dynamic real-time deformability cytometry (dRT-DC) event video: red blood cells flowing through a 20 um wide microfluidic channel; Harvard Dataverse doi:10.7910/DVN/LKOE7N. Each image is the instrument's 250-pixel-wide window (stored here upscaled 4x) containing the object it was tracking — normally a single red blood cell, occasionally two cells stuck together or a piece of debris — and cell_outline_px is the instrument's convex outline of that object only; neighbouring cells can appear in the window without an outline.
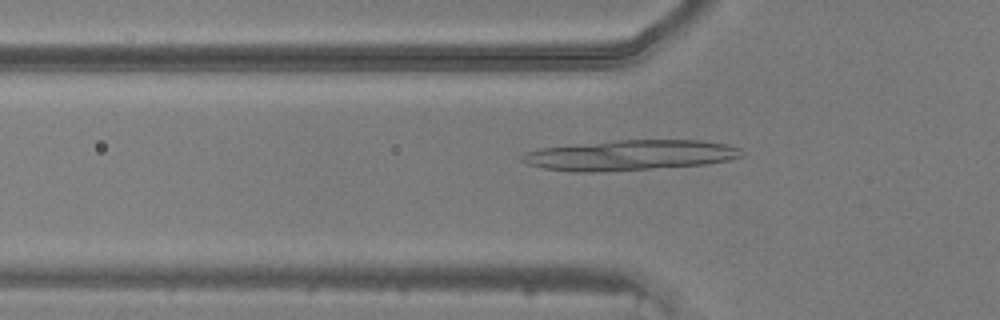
{"species": "common noctule bat (a hibernating species)", "species_latin": "Nyctalus noctula", "temperature_condition": "warm", "stored_images_in_passage": 48, "camera_frame_rate_fps": 3000, "um_per_image_px": 0.085, "animal": {"sex": "male", "body_mass_g": 20.5, "forearm_length_mm": 52.5}, "frame": {"image": 1, "passage_image": 16, "time_ms": 5.0, "image_size_px": [1000, 320], "cell_outline_px": [[744, 156], [728, 160], [704, 164], [652, 168], [592, 172], [572, 172], [544, 168], [528, 164], [520, 160], [520, 156], [524, 152], [540, 148], [616, 140], [700, 140], [728, 144], [740, 148], [744, 152]], "centroid_in_image_um": [53.55, 13.18], "position_along_channel_um": 72.3, "area_um2": 38.67}}
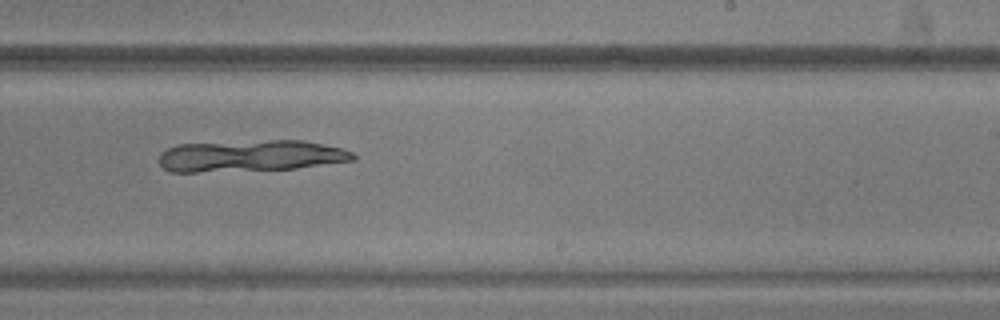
{"frame": {"image": 2, "passage_image": 30, "time_ms": 9.667, "image_size_px": [1000, 320], "cell_outline_px": [[356, 160], [296, 168], [196, 172], [172, 172], [164, 168], [160, 164], [160, 152], [176, 144], [268, 140], [304, 140], [340, 148], [352, 152], [356, 156]], "centroid_in_image_um": [21.29, 13.24], "position_along_channel_um": 267.7, "area_um2": 35.55}}
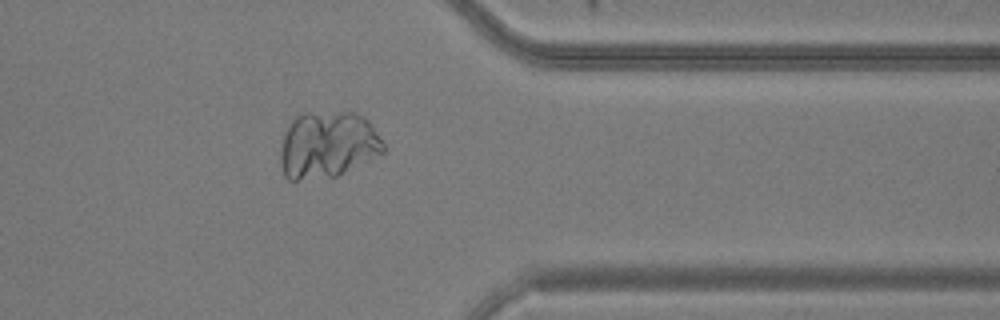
{"frame": {"image": 3, "passage_image": 39, "time_ms": 12.667, "image_size_px": [1000, 320], "cell_outline_px": [[384, 152], [336, 176], [292, 184], [284, 176], [280, 164], [280, 148], [284, 132], [288, 124], [296, 116], [304, 112], [356, 112], [364, 116], [368, 120], [384, 144]], "centroid_in_image_um": [27.78, 12.34], "position_along_channel_um": 383.6, "area_um2": 40.81}}